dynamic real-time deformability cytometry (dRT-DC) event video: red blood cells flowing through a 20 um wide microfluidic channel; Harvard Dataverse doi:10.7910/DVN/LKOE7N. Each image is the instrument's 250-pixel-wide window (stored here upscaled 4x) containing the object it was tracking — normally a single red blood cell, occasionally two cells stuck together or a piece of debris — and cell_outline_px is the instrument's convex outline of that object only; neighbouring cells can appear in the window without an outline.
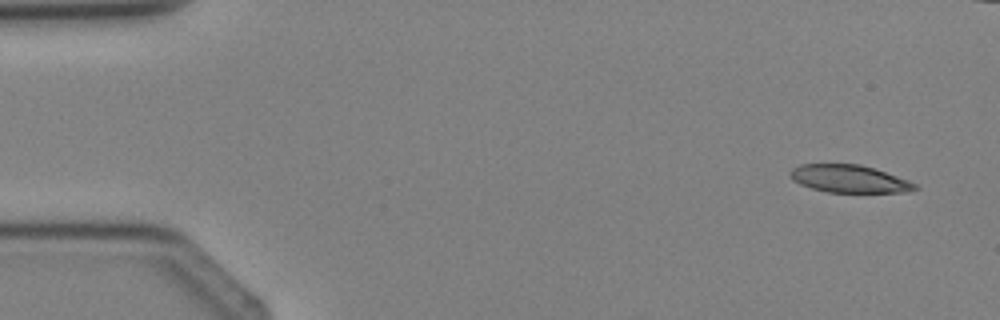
{"species": "Egyptian fruit bat (a non-hibernating species)", "species_latin": "Rousettus aegyptiacus", "temperature_condition": "cold", "stored_images_in_passage": 4, "camera_frame_rate_fps": 3000, "um_per_image_px": 0.085, "animal": {"sex": "female"}, "frame": {"image": 1, "passage_image": 1, "time_ms": 0.0, "image_size_px": [1000, 320], "cell_outline_px": [[920, 188], [908, 192], [828, 192], [812, 188], [800, 184], [792, 180], [788, 176], [788, 172], [792, 168], [800, 164], [860, 164], [908, 180], [916, 184]], "centroid_in_image_um": [72.14, 15.2], "position_along_channel_um": 12.9, "area_um2": 20.06}}